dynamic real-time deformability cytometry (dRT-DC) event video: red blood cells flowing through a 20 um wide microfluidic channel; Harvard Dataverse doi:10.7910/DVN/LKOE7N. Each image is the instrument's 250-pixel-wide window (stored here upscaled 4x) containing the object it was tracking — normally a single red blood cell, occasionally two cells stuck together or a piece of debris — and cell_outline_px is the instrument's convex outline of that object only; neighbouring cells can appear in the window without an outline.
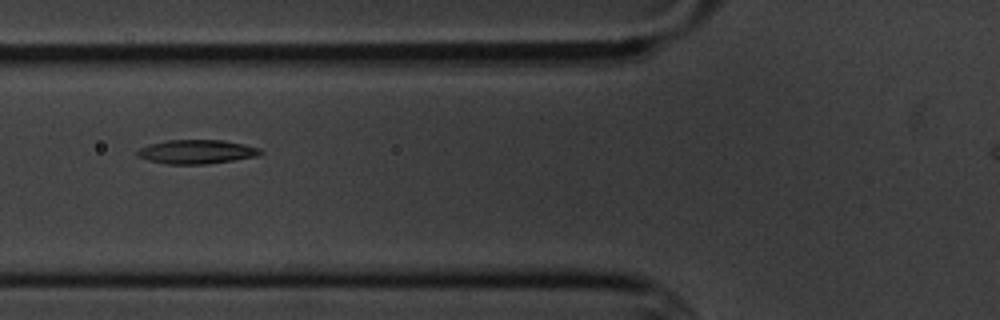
{"species": "common noctule bat (a hibernating species)", "species_latin": "Nyctalus noctula", "temperature_condition": "cold", "stored_images_in_passage": 6, "camera_frame_rate_fps": 3000, "um_per_image_px": 0.085, "animal": {"sex": "male", "body_mass_g": 20.1, "forearm_length_mm": 53.5}, "frame": {"image": 1, "passage_image": 3, "time_ms": 2.667, "image_size_px": [1000, 320], "cell_outline_px": [[264, 152], [260, 156], [208, 164], [168, 164], [148, 160], [136, 156], [136, 152], [140, 148], [148, 144], [168, 140], [224, 140], [244, 144], [260, 148]], "centroid_in_image_um": [16.74, 12.9], "position_along_channel_um": 109.1, "area_um2": 17.4}}
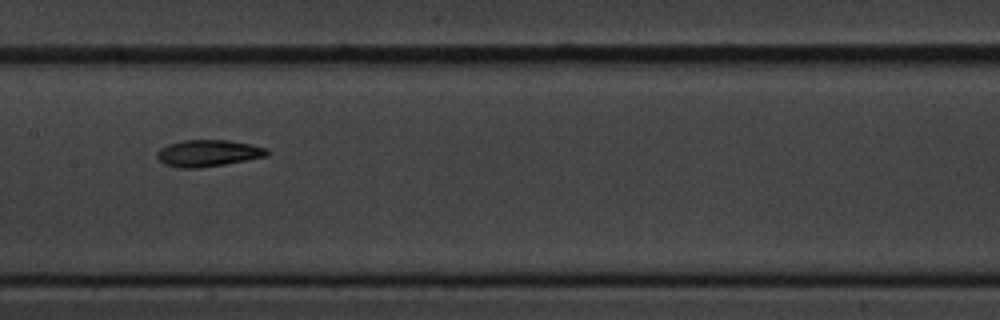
{"frame": {"image": 2, "passage_image": 5, "time_ms": 5.0, "image_size_px": [1000, 320], "cell_outline_px": [[272, 152], [268, 156], [224, 164], [200, 168], [180, 168], [164, 164], [156, 156], [156, 152], [160, 148], [168, 144], [184, 140], [228, 140], [252, 144], [268, 148]], "centroid_in_image_um": [17.73, 13.01], "position_along_channel_um": 189.7, "area_um2": 17.28}}
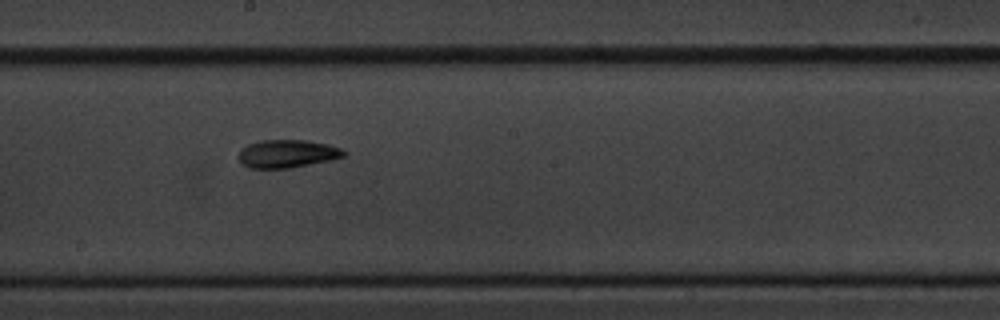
{"frame": {"image": 3, "passage_image": 6, "time_ms": 6.0, "image_size_px": [1000, 320], "cell_outline_px": [[348, 152], [344, 156], [328, 160], [288, 168], [248, 168], [236, 156], [240, 148], [248, 144], [260, 140], [304, 140], [328, 144], [340, 148]], "centroid_in_image_um": [24.36, 13.05], "position_along_channel_um": 223.8, "area_um2": 17.11}}